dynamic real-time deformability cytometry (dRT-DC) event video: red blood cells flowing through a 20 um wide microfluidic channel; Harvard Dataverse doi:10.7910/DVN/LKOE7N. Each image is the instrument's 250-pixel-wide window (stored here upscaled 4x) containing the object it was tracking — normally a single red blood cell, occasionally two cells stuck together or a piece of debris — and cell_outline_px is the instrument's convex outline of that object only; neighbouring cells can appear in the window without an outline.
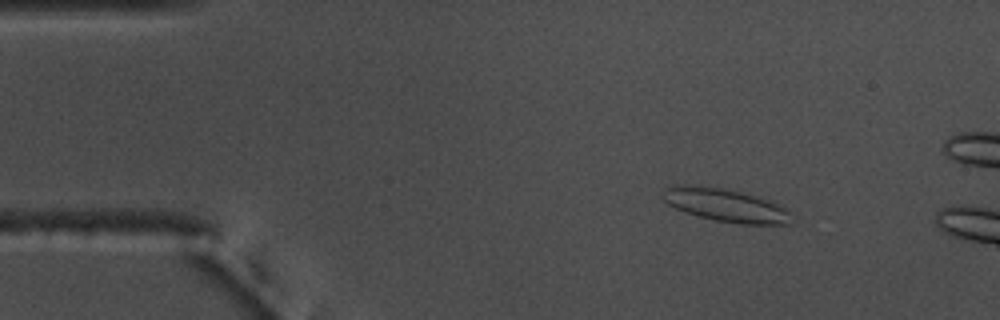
{"species": "common noctule bat (a hibernating species)", "species_latin": "Nyctalus noctula", "temperature_condition": "warm", "stored_images_in_passage": 12, "camera_frame_rate_fps": 3000, "um_per_image_px": 0.085, "animal": {"sex": "male", "body_mass_g": 17.5, "forearm_length_mm": 52.3}, "frame": {"image": 1, "passage_image": 7, "time_ms": 2.0, "image_size_px": [1000, 320], "cell_outline_px": [[792, 224], [740, 224], [716, 220], [684, 212], [668, 204], [660, 196], [664, 188], [672, 184], [696, 184], [724, 188], [772, 200], [788, 208]], "centroid_in_image_um": [61.65, 17.41], "position_along_channel_um": 23.4, "area_um2": 25.26}}